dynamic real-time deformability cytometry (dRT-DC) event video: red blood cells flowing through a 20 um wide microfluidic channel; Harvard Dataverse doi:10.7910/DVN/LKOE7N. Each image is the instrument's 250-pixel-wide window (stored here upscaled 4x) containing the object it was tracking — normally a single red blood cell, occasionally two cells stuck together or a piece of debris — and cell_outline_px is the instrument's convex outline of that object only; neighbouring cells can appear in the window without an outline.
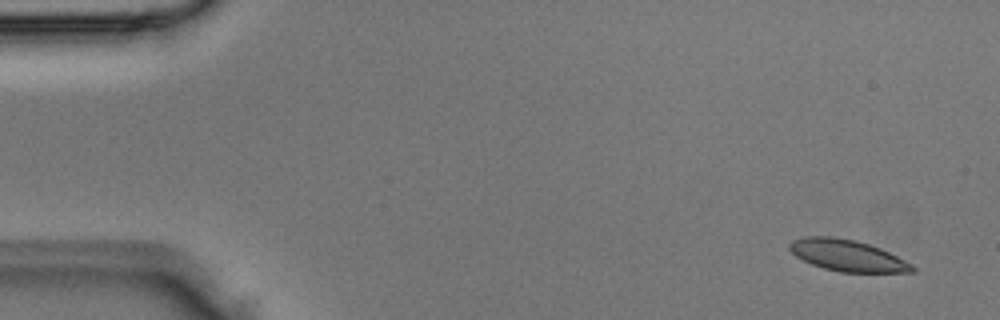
{"species": "Egyptian fruit bat (a non-hibernating species)", "species_latin": "Rousettus aegyptiacus", "temperature_condition": "room temperature", "stored_images_in_passage": 3, "camera_frame_rate_fps": 3000, "um_per_image_px": 0.085, "animal": {"sex": "male"}, "frame": {"image": 1, "passage_image": 1, "time_ms": 0.0, "image_size_px": [1000, 320], "cell_outline_px": [[916, 272], [840, 272], [824, 268], [812, 264], [796, 256], [788, 248], [788, 244], [792, 240], [804, 236], [832, 236], [856, 240], [880, 248], [912, 264], [916, 268]], "centroid_in_image_um": [72.01, 21.7], "position_along_channel_um": 13.0, "area_um2": 22.43}}
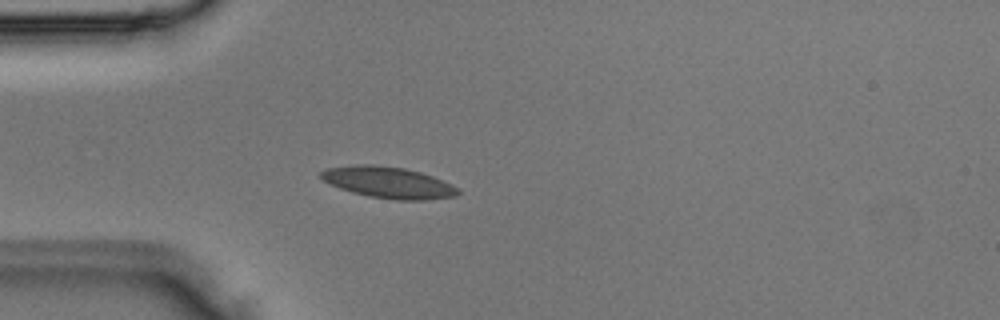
{"frame": {"image": 2, "passage_image": 3, "time_ms": 0.667, "image_size_px": [1000, 320], "cell_outline_px": [[460, 192], [456, 196], [424, 200], [396, 200], [372, 196], [352, 192], [340, 188], [324, 180], [320, 176], [320, 172], [328, 168], [352, 164], [376, 164], [404, 168], [420, 172], [432, 176], [452, 184], [460, 188]], "centroid_in_image_um": [33.04, 15.5], "position_along_channel_um": 52.0, "area_um2": 24.97}}